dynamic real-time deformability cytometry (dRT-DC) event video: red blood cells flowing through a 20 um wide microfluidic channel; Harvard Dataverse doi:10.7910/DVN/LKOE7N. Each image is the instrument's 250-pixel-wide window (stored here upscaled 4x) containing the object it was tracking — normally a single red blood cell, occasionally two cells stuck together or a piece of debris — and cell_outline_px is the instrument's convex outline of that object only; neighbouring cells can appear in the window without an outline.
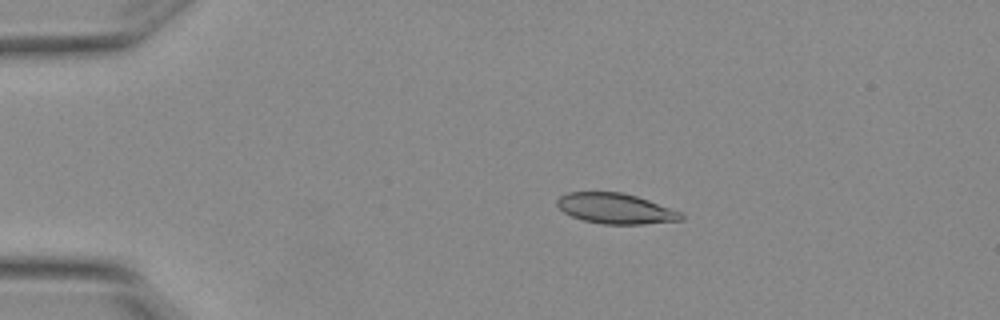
{"species": "Egyptian fruit bat (a non-hibernating species)", "species_latin": "Rousettus aegyptiacus", "temperature_condition": "warm", "stored_images_in_passage": 6, "camera_frame_rate_fps": 3000, "um_per_image_px": 0.085, "animal": {"sex": "female"}, "frame": {"image": 1, "passage_image": 2, "time_ms": 0.333, "image_size_px": [1000, 320], "cell_outline_px": [[684, 220], [644, 224], [604, 224], [584, 220], [572, 216], [564, 212], [556, 204], [556, 200], [560, 196], [568, 192], [620, 192], [636, 196], [684, 212]], "centroid_in_image_um": [52.37, 17.73], "position_along_channel_um": 32.6, "area_um2": 22.02}}
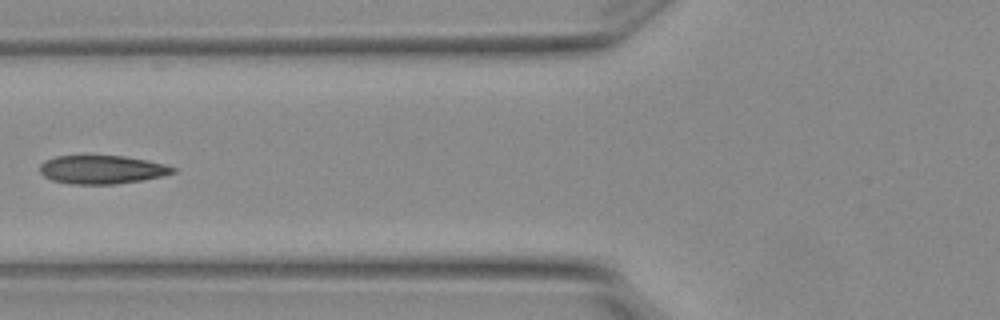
{"frame": {"image": 2, "passage_image": 5, "time_ms": 1.333, "image_size_px": [1000, 320], "cell_outline_px": [[176, 172], [164, 176], [116, 184], [72, 184], [52, 180], [44, 176], [40, 172], [40, 164], [44, 160], [56, 156], [124, 156], [148, 160], [164, 164], [176, 168]], "centroid_in_image_um": [8.67, 14.41], "position_along_channel_um": 117.1, "area_um2": 22.08}}
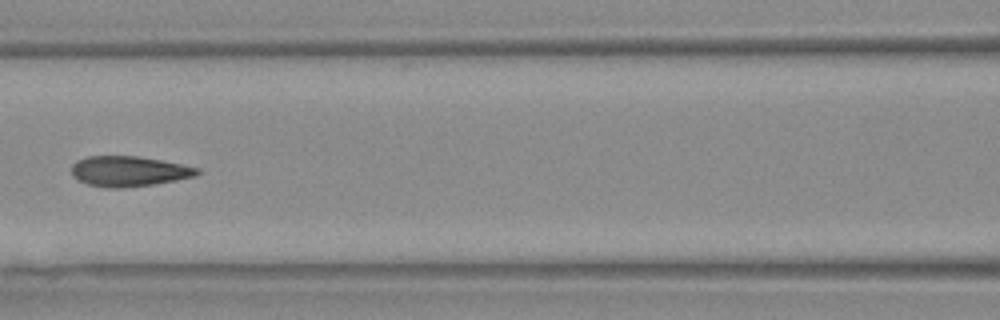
{"frame": {"image": 3, "passage_image": 6, "time_ms": 1.667, "image_size_px": [1000, 320], "cell_outline_px": [[200, 172], [196, 176], [176, 180], [152, 184], [124, 188], [104, 188], [88, 184], [76, 180], [72, 176], [72, 164], [76, 160], [88, 156], [136, 156], [160, 160], [200, 168]], "centroid_in_image_um": [10.91, 14.56], "position_along_channel_um": 155.7, "area_um2": 22.25}}